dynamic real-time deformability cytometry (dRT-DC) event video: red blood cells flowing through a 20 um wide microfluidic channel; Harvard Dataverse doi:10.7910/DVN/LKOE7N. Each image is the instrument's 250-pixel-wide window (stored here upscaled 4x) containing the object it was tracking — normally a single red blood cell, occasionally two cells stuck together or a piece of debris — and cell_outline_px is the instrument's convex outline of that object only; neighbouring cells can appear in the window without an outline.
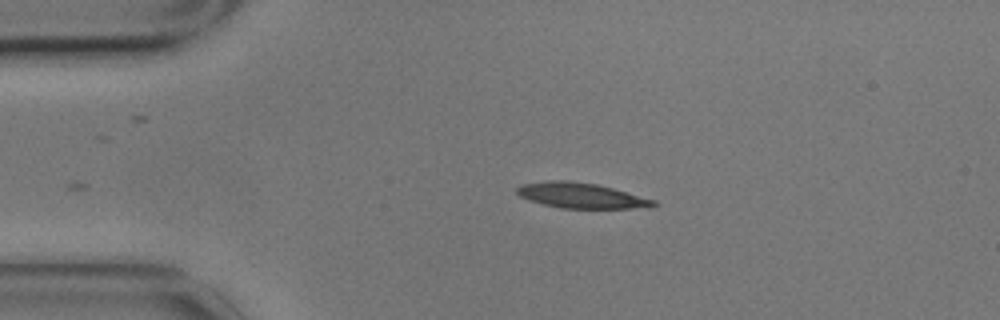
{"species": "common noctule bat (a hibernating species)", "species_latin": "Nyctalus noctula", "temperature_condition": "cold", "stored_images_in_passage": 9, "camera_frame_rate_fps": 3000, "um_per_image_px": 0.085, "animal": {"sex": "male", "body_mass_g": 17.9}, "frame": {"image": 1, "passage_image": 1, "time_ms": 0.0, "image_size_px": [1000, 320], "cell_outline_px": [[660, 204], [652, 208], [560, 208], [528, 200], [520, 196], [516, 192], [516, 188], [520, 184], [548, 180], [568, 180], [596, 184], [612, 188], [656, 200]], "centroid_in_image_um": [49.41, 16.62], "position_along_channel_um": 35.6, "area_um2": 20.35}}